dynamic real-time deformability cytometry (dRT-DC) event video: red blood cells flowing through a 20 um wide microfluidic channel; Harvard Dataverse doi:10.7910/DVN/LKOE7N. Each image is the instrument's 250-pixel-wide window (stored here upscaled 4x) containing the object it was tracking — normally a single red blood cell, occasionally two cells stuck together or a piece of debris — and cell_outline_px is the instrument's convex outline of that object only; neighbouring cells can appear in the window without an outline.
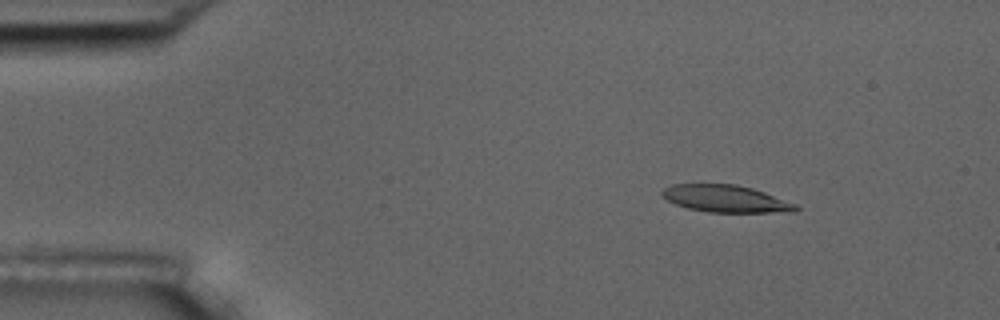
{"species": "common noctule bat (a hibernating species)", "species_latin": "Nyctalus noctula", "temperature_condition": "room temperature", "stored_images_in_passage": 55, "camera_frame_rate_fps": 3000, "um_per_image_px": 0.085, "animal": {"sex": "male", "body_mass_g": 17.5, "forearm_length_mm": 52.3}, "frame": {"image": 1, "passage_image": 7, "time_ms": 2.0, "image_size_px": [1000, 320], "cell_outline_px": [[800, 208], [796, 212], [708, 212], [688, 208], [676, 204], [660, 196], [660, 192], [664, 188], [672, 184], [736, 184], [752, 188], [764, 192], [796, 204]], "centroid_in_image_um": [61.68, 16.89], "position_along_channel_um": 23.3, "area_um2": 21.15}}
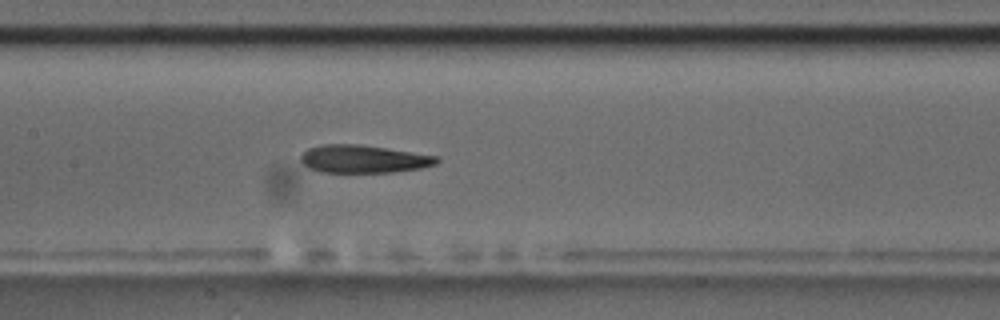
{"frame": {"image": 2, "passage_image": 26, "time_ms": 8.333, "image_size_px": [1000, 320], "cell_outline_px": [[440, 160], [436, 164], [420, 168], [392, 172], [320, 172], [308, 168], [300, 160], [300, 156], [308, 148], [320, 144], [360, 144], [440, 156]], "centroid_in_image_um": [30.89, 13.5], "position_along_channel_um": 176.5, "area_um2": 22.2}}
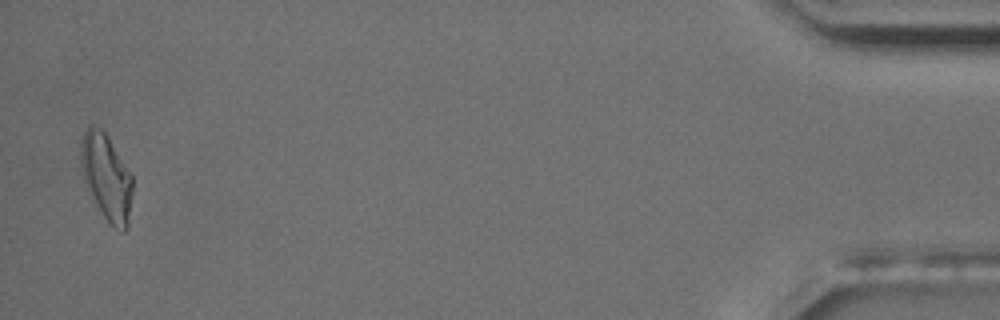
{"frame": {"image": 3, "passage_image": 54, "time_ms": 17.667, "image_size_px": [1000, 320], "cell_outline_px": [[132, 192], [128, 228], [124, 232], [120, 232], [104, 216], [96, 204], [84, 180], [80, 160], [80, 144], [84, 132], [88, 124], [92, 124], [100, 128], [104, 132], [132, 176]], "centroid_in_image_um": [9.04, 15.05], "position_along_channel_um": 426.2, "area_um2": 25.55}, "authors_computed_cell_mechanics": {"area_um2": 22.5998, "velocity_mm_per_s": 3.6098, "shape_relaxation_time_tau1_ms": 6.3506, "shape_relaxation_time_tau2_ms": 4.7299, "deformation_change_tau1": 0.1847, "deformation_change_tau2": 0.1508}}